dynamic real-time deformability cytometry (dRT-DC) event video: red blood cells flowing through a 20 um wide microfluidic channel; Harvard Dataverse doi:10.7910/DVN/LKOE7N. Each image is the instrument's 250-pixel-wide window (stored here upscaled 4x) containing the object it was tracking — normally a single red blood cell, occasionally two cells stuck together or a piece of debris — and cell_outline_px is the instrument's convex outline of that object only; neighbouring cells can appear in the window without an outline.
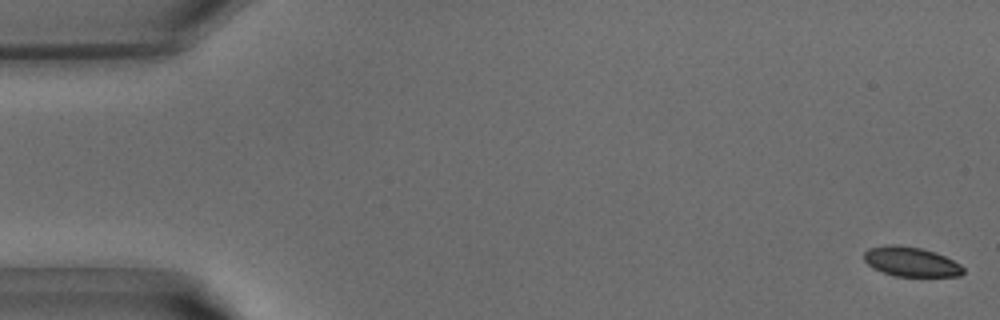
{"species": "common noctule bat (a hibernating species)", "species_latin": "Nyctalus noctula", "temperature_condition": "warm", "stored_images_in_passage": 11, "camera_frame_rate_fps": 3000, "um_per_image_px": 0.085, "animal": {"sex": "male", "body_mass_g": 15.6}, "frame": {"image": 1, "passage_image": 1, "time_ms": 0.0, "image_size_px": [1000, 320], "cell_outline_px": [[964, 272], [960, 276], [896, 276], [872, 268], [864, 260], [864, 252], [868, 248], [888, 244], [900, 244], [920, 248], [936, 252], [960, 264], [964, 268]], "centroid_in_image_um": [77.42, 22.23], "position_along_channel_um": 7.6, "area_um2": 17.17}}
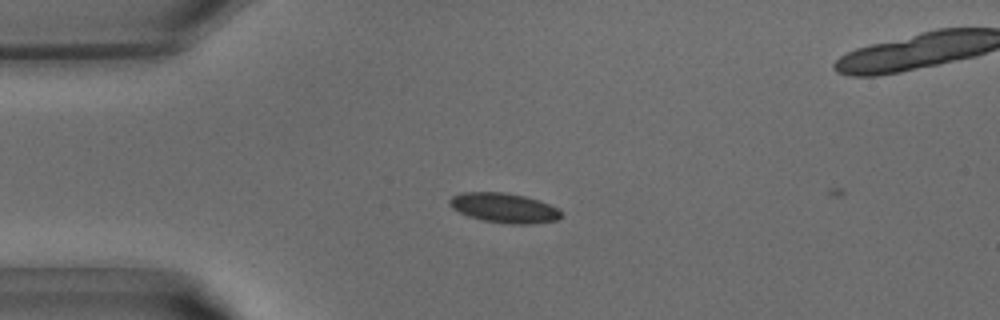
{"frame": {"image": 2, "passage_image": 10, "time_ms": 3.0, "image_size_px": [1000, 320], "cell_outline_px": [[564, 216], [556, 220], [532, 224], [512, 224], [484, 220], [468, 216], [452, 208], [448, 204], [448, 200], [452, 196], [460, 192], [504, 192], [524, 196], [560, 208]], "centroid_in_image_um": [42.85, 17.67], "position_along_channel_um": 42.1, "area_um2": 19.36}}